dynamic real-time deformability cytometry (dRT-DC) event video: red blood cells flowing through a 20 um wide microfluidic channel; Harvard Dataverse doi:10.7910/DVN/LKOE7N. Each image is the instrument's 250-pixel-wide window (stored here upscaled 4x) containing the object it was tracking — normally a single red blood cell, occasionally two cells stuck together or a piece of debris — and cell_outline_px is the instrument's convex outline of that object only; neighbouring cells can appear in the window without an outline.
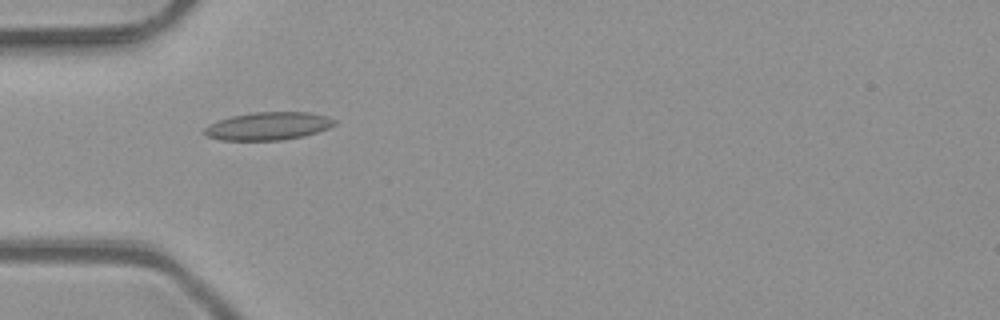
{"species": "common noctule bat (a hibernating species)", "species_latin": "Nyctalus noctula", "temperature_condition": "room temperature", "stored_images_in_passage": 29, "camera_frame_rate_fps": 3000, "um_per_image_px": 0.085, "animal": {"sex": "male", "body_mass_g": 23.1, "forearm_length_mm": 52.7}, "frame": {"image": 1, "passage_image": 1, "time_ms": 0.0, "image_size_px": [1000, 320], "cell_outline_px": [[336, 124], [328, 128], [304, 136], [280, 140], [220, 140], [208, 136], [204, 132], [204, 128], [208, 124], [232, 116], [252, 112], [308, 112], [324, 116], [336, 120]], "centroid_in_image_um": [22.79, 10.71], "position_along_channel_um": 62.2, "area_um2": 20.98}}
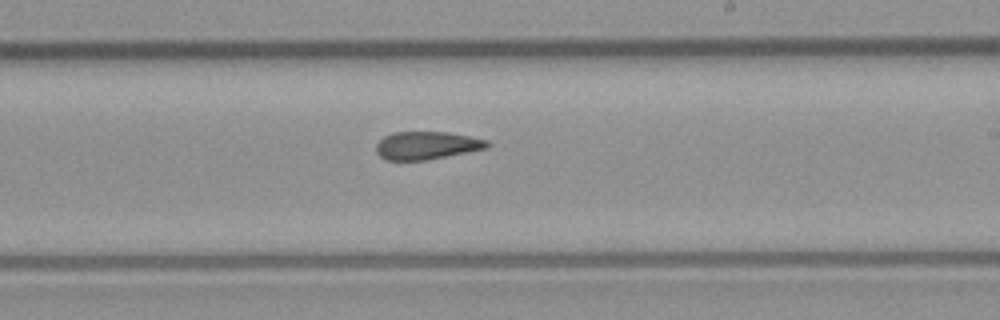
{"frame": {"image": 2, "passage_image": 15, "time_ms": 4.667, "image_size_px": [1000, 320], "cell_outline_px": [[488, 148], [424, 160], [388, 160], [380, 156], [376, 152], [376, 144], [384, 136], [396, 132], [448, 132], [488, 140]], "centroid_in_image_um": [36.25, 12.36], "position_along_channel_um": 252.7, "area_um2": 17.8}}
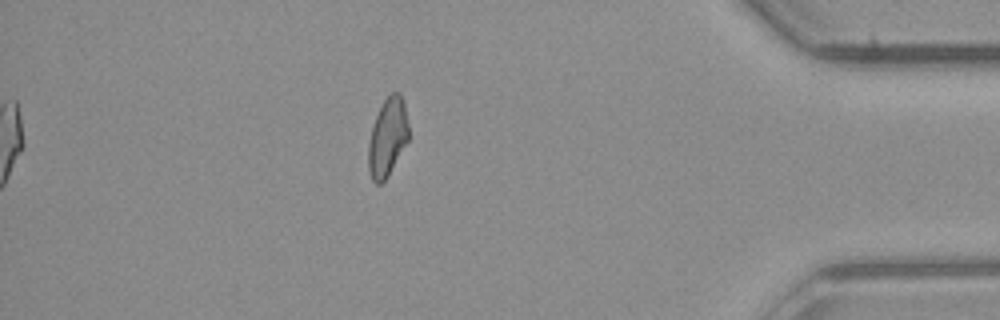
{"frame": {"image": 3, "passage_image": 29, "time_ms": 9.333, "image_size_px": [1000, 320], "cell_outline_px": [[408, 140], [388, 176], [380, 184], [376, 184], [372, 180], [368, 172], [368, 144], [372, 128], [376, 116], [384, 100], [392, 92], [400, 92], [404, 100], [408, 124]], "centroid_in_image_um": [32.94, 11.68], "position_along_channel_um": 402.3, "area_um2": 18.32}, "authors_computed_cell_mechanics": {"area_um2": 18.7272, "velocity_mm_per_s": 4.1092, "shape_relaxation_time_tau1_ms": null, "shape_relaxation_time_tau2_ms": 2.4285, "deformation_change_tau1": null, "deformation_change_tau2": 0.1023}}